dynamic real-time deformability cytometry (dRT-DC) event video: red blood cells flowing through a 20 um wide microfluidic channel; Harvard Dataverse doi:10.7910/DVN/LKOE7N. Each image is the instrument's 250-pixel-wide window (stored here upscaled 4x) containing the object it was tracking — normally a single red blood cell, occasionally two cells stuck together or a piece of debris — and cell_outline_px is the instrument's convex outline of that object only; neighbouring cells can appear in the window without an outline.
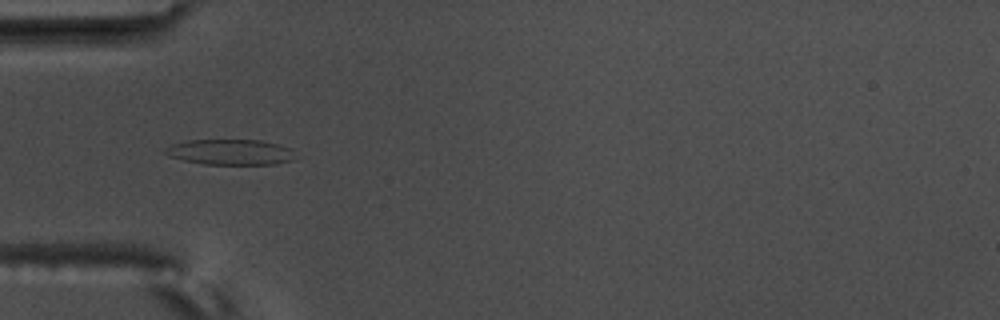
{"species": "common noctule bat (a hibernating species)", "species_latin": "Nyctalus noctula", "temperature_condition": "warm", "stored_images_in_passage": 14, "camera_frame_rate_fps": 3000, "um_per_image_px": 0.085, "animal": {"sex": "male", "body_mass_g": 17.5, "forearm_length_mm": 52.3}, "frame": {"image": 1, "passage_image": 5, "time_ms": 1.333, "image_size_px": [1000, 320], "cell_outline_px": [[300, 156], [292, 160], [276, 164], [204, 164], [184, 160], [168, 156], [164, 152], [164, 148], [172, 144], [188, 140], [260, 140], [292, 148]], "centroid_in_image_um": [19.63, 12.93], "position_along_channel_um": 65.4, "area_um2": 19.54}}
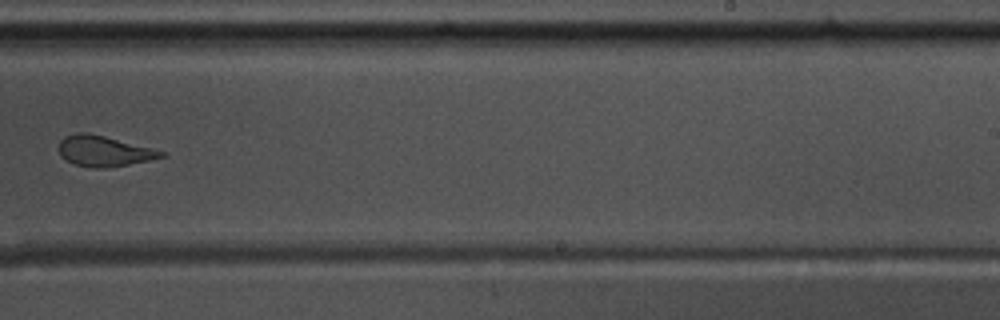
{"frame": {"image": 2, "passage_image": 10, "time_ms": 3.0, "image_size_px": [1000, 320], "cell_outline_px": [[168, 152], [164, 156], [148, 160], [128, 164], [104, 168], [92, 168], [72, 164], [64, 160], [60, 156], [60, 140], [64, 136], [76, 132], [88, 132]], "centroid_in_image_um": [8.79, 12.84], "position_along_channel_um": 280.2, "area_um2": 18.26}}
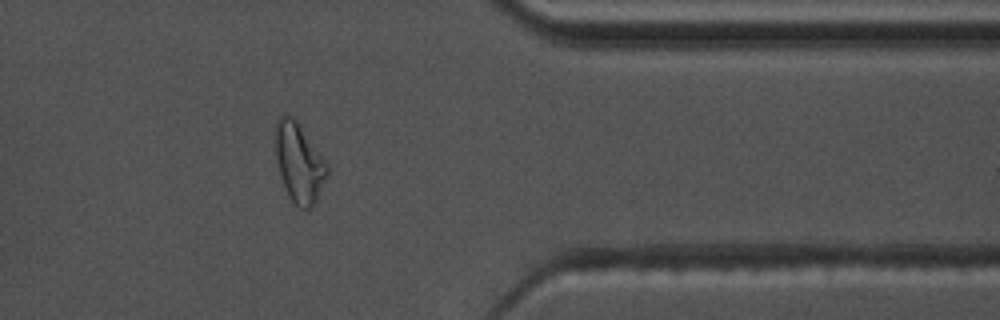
{"frame": {"image": 3, "passage_image": 13, "time_ms": 4.0, "image_size_px": [1000, 320], "cell_outline_px": [[328, 176], [312, 208], [308, 212], [300, 208], [288, 196], [280, 176], [276, 160], [276, 120], [280, 116], [292, 116], [296, 120], [328, 164]], "centroid_in_image_um": [25.43, 13.89], "position_along_channel_um": 386.0, "area_um2": 23.81}}